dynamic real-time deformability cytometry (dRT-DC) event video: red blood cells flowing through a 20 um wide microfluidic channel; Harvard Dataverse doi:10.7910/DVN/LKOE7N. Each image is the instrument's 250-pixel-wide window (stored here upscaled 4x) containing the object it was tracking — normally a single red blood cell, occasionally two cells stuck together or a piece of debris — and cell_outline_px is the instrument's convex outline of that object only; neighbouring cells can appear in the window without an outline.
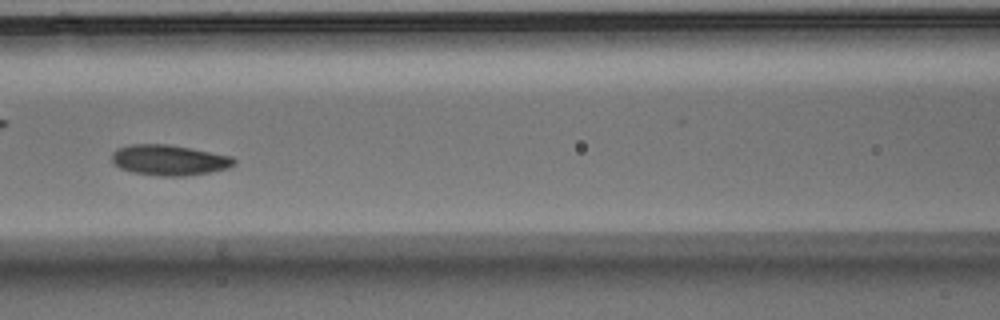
{"species": "Egyptian fruit bat (a non-hibernating species)", "species_latin": "Rousettus aegyptiacus", "temperature_condition": "warm", "stored_images_in_passage": 49, "camera_frame_rate_fps": 3000, "um_per_image_px": 0.085, "animal": {"sex": "male"}, "frame": {"image": 1, "passage_image": 22, "time_ms": 7.0, "image_size_px": [1000, 320], "cell_outline_px": [[236, 164], [228, 168], [208, 172], [184, 176], [160, 176], [132, 172], [120, 168], [112, 160], [112, 152], [116, 148], [132, 144], [168, 144], [232, 156], [236, 160]], "centroid_in_image_um": [14.37, 13.6], "position_along_channel_um": 152.2, "area_um2": 21.68}}
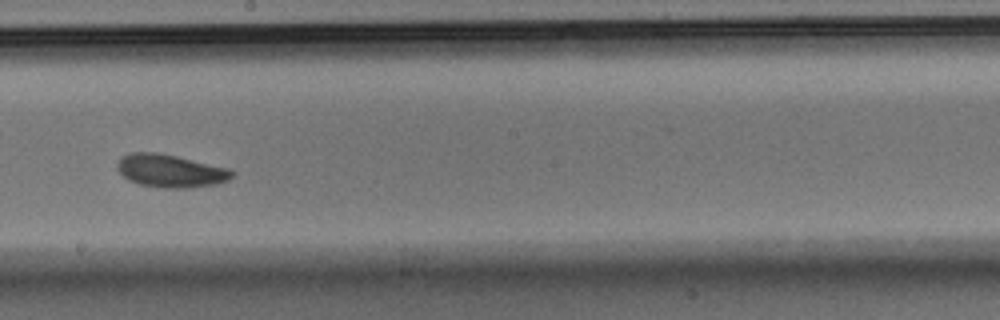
{"frame": {"image": 2, "passage_image": 28, "time_ms": 9.0, "image_size_px": [1000, 320], "cell_outline_px": [[236, 172], [228, 180], [216, 184], [188, 188], [160, 188], [140, 184], [128, 180], [116, 168], [116, 164], [120, 156], [132, 152], [156, 152], [176, 156], [228, 168]], "centroid_in_image_um": [14.46, 14.52], "position_along_channel_um": 233.7, "area_um2": 22.08}}